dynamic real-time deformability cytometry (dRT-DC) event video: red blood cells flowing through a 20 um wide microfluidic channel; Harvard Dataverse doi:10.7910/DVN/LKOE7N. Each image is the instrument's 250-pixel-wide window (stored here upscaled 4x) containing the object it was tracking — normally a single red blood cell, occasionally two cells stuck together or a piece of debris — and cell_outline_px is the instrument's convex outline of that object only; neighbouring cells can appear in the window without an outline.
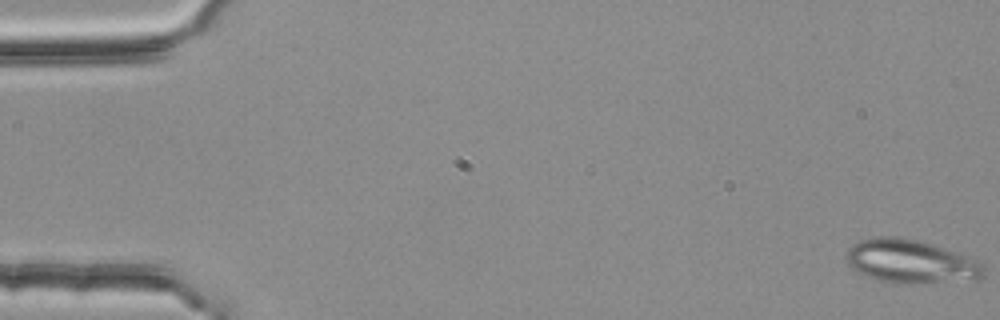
{"species": "common noctule bat (a hibernating species)", "species_latin": "Nyctalus noctula", "temperature_condition": "room temperature", "stored_images_in_passage": 53, "segment_of_instrument_passage": [1, 2], "camera_frame_rate_fps": 3000, "um_per_image_px": 0.085, "animal": {"sex": "female", "body_mass_g": 25.1}, "frame": {"image": 1, "passage_image": 1, "time_ms": 0.0, "image_size_px": [1000, 320], "cell_outline_px": [[984, 276], [912, 284], [892, 284], [876, 280], [856, 272], [848, 264], [848, 248], [852, 244], [868, 236], [900, 236], [932, 244], [980, 260], [984, 264]], "centroid_in_image_um": [77.33, 22.2], "position_along_channel_um": 7.7, "area_um2": 34.8}}